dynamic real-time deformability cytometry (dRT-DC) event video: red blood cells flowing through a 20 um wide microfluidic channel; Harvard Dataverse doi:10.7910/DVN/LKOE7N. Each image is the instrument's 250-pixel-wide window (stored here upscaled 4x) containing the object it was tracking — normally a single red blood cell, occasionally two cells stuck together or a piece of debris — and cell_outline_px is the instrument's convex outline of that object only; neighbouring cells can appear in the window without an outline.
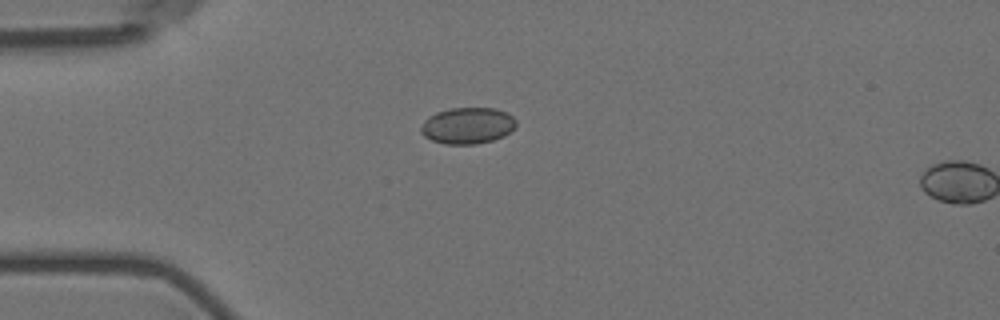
{"species": "Egyptian fruit bat (a non-hibernating species)", "species_latin": "Rousettus aegyptiacus", "temperature_condition": "room temperature", "stored_images_in_passage": 5, "camera_frame_rate_fps": 3000, "um_per_image_px": 0.085, "animal": {"sex": "female"}, "frame": {"image": 1, "passage_image": 4, "time_ms": 4.333, "image_size_px": [1000, 320], "cell_outline_px": [[516, 124], [504, 136], [492, 140], [476, 144], [444, 144], [432, 140], [424, 136], [420, 132], [420, 128], [424, 120], [428, 116], [436, 112], [452, 108], [496, 108], [508, 112], [516, 120]], "centroid_in_image_um": [39.72, 10.67], "position_along_channel_um": 45.3, "area_um2": 20.23}}